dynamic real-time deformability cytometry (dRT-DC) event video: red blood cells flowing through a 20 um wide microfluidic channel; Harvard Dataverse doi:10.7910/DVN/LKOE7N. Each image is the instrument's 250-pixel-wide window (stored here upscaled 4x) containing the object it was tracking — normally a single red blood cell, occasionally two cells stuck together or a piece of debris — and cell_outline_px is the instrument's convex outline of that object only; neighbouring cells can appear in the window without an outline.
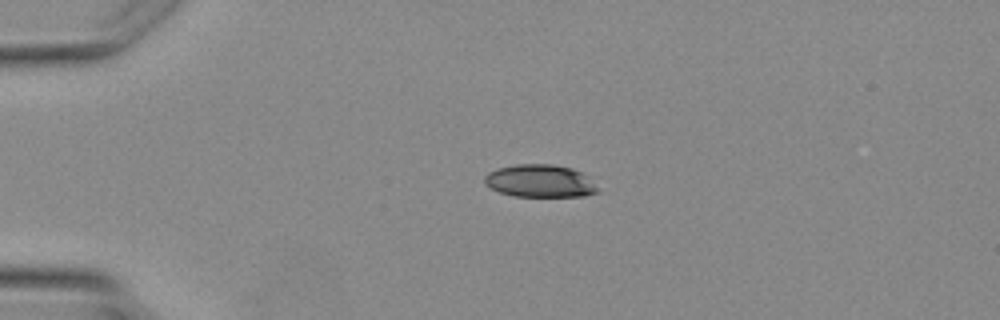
{"species": "Egyptian fruit bat (a non-hibernating species)", "species_latin": "Rousettus aegyptiacus", "temperature_condition": "warm", "stored_images_in_passage": 1, "camera_frame_rate_fps": 3000, "um_per_image_px": 0.085, "animal": {"sex": "female"}, "frame": {"image": 1, "passage_image": 1, "time_ms": 0.0, "image_size_px": [1000, 320], "cell_outline_px": [[600, 192], [584, 196], [512, 196], [500, 192], [484, 184], [484, 176], [488, 172], [496, 168], [516, 164], [552, 164], [572, 168], [584, 172]], "centroid_in_image_um": [45.89, 15.37], "position_along_channel_um": 39.1, "area_um2": 21.68}}